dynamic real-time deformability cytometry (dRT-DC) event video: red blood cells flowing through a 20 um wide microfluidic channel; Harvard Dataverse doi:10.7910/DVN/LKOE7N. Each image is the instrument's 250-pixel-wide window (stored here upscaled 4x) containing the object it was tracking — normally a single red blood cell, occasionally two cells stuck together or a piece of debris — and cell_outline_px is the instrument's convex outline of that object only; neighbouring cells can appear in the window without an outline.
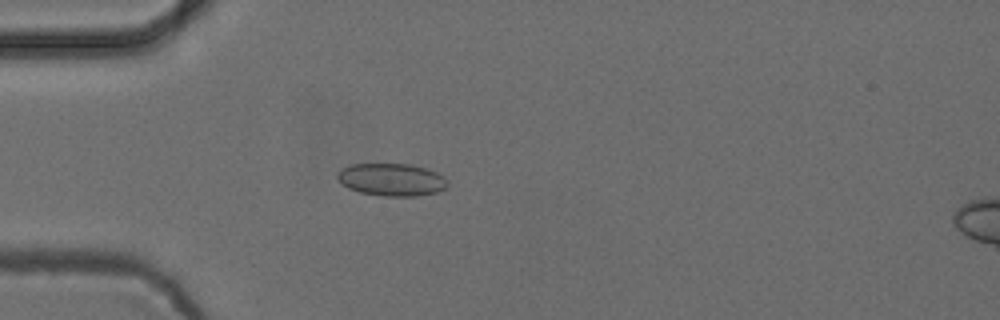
{"species": "common noctule bat (a hibernating species)", "species_latin": "Nyctalus noctula", "temperature_condition": "cold", "stored_images_in_passage": 39, "camera_frame_rate_fps": 3000, "um_per_image_px": 0.085, "animal": {"sex": "female", "body_mass_g": 24.6, "forearm_length_mm": 56.2}, "frame": {"image": 1, "passage_image": 2, "time_ms": 0.333, "image_size_px": [1000, 320], "cell_outline_px": [[448, 184], [444, 188], [436, 192], [416, 196], [384, 196], [360, 192], [348, 188], [336, 176], [336, 172], [340, 168], [352, 164], [412, 164], [436, 172], [444, 176]], "centroid_in_image_um": [33.27, 15.26], "position_along_channel_um": 51.7, "area_um2": 20.81}}
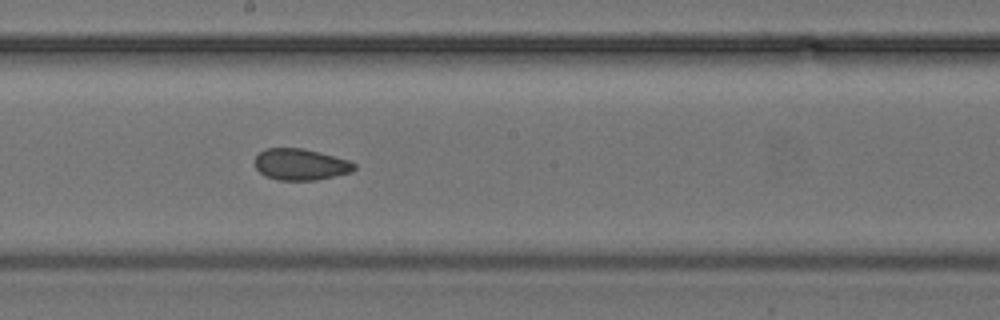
{"frame": {"image": 2, "passage_image": 16, "time_ms": 5.0, "image_size_px": [1000, 320], "cell_outline_px": [[356, 168], [352, 172], [336, 176], [316, 180], [280, 180], [264, 176], [256, 168], [256, 156], [264, 148], [304, 148], [348, 160], [356, 164]], "centroid_in_image_um": [25.56, 13.98], "position_along_channel_um": 222.6, "area_um2": 18.21}}
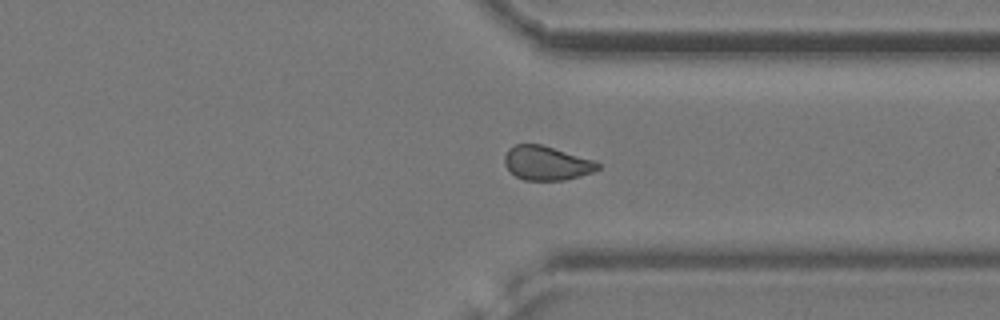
{"frame": {"image": 3, "passage_image": 27, "time_ms": 8.667, "image_size_px": [1000, 320], "cell_outline_px": [[600, 168], [592, 172], [580, 176], [564, 180], [524, 180], [516, 176], [504, 164], [504, 156], [508, 148], [516, 144], [540, 144], [592, 160], [600, 164]], "centroid_in_image_um": [46.43, 13.87], "position_along_channel_um": 365.0, "area_um2": 18.26}, "authors_computed_cell_mechanics": {"area_um2": 18.7272, "velocity_mm_per_s": 3.8986, "shape_relaxation_time_tau1_ms": null, "shape_relaxation_time_tau2_ms": 2.2557, "deformation_change_tau1": null, "deformation_change_tau2": 0.0678}}